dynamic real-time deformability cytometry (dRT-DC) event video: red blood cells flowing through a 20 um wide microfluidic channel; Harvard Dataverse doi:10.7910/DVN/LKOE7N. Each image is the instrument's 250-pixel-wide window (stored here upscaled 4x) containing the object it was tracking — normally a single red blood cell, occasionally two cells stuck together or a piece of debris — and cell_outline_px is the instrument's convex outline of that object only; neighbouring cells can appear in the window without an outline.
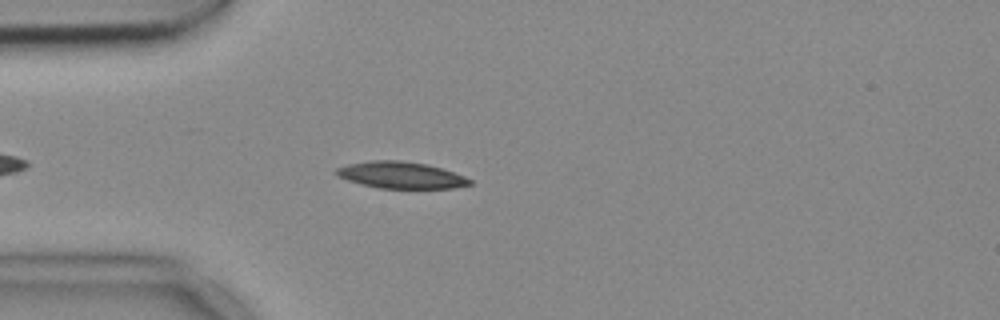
{"species": "common noctule bat (a hibernating species)", "species_latin": "Nyctalus noctula", "temperature_condition": "cold", "stored_images_in_passage": 41, "camera_frame_rate_fps": 3000, "um_per_image_px": 0.085, "animal": {"sex": "female", "body_mass_g": 18.4}, "frame": {"image": 1, "passage_image": 8, "time_ms": 2.333, "image_size_px": [1000, 320], "cell_outline_px": [[472, 184], [456, 188], [380, 188], [360, 184], [336, 176], [336, 168], [348, 164], [372, 160], [400, 160], [424, 164], [440, 168], [464, 176], [472, 180]], "centroid_in_image_um": [34.06, 14.89], "position_along_channel_um": 50.9, "area_um2": 20.58}}
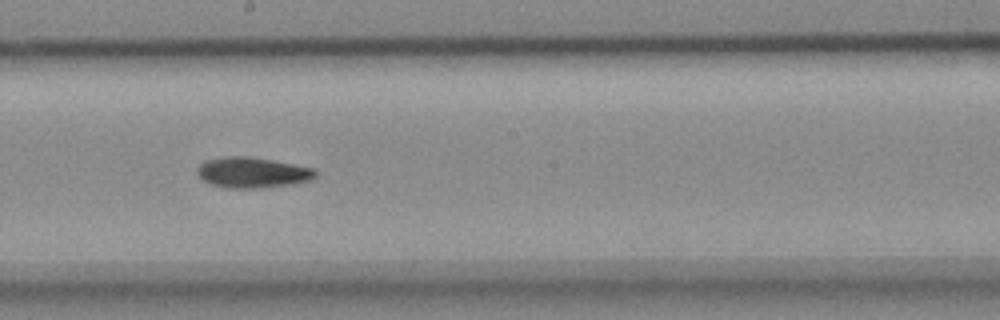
{"frame": {"image": 2, "passage_image": 23, "time_ms": 7.333, "image_size_px": [1000, 320], "cell_outline_px": [[316, 176], [312, 180], [292, 184], [260, 188], [224, 188], [212, 184], [204, 180], [196, 172], [196, 168], [204, 160], [228, 156], [248, 156], [272, 160], [312, 168], [316, 172]], "centroid_in_image_um": [21.43, 14.67], "position_along_channel_um": 226.8, "area_um2": 21.04}}
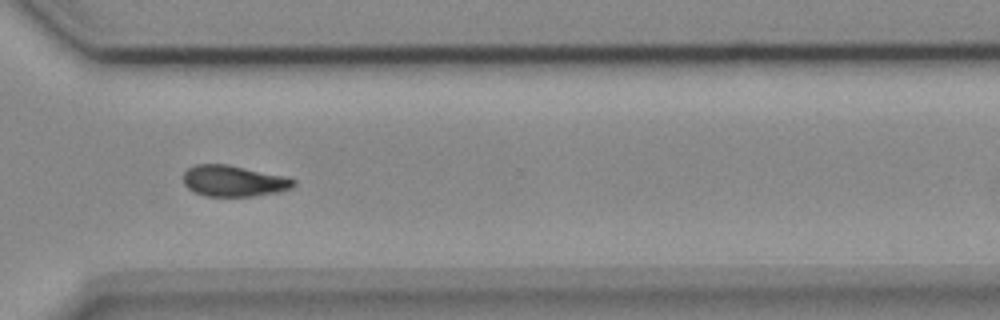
{"frame": {"image": 3, "passage_image": 33, "time_ms": 10.667, "image_size_px": [1000, 320], "cell_outline_px": [[296, 184], [292, 188], [280, 192], [252, 196], [204, 196], [192, 192], [184, 184], [184, 172], [188, 168], [196, 164], [228, 164], [284, 176], [296, 180]], "centroid_in_image_um": [19.86, 15.39], "position_along_channel_um": 350.7, "area_um2": 20.11}}